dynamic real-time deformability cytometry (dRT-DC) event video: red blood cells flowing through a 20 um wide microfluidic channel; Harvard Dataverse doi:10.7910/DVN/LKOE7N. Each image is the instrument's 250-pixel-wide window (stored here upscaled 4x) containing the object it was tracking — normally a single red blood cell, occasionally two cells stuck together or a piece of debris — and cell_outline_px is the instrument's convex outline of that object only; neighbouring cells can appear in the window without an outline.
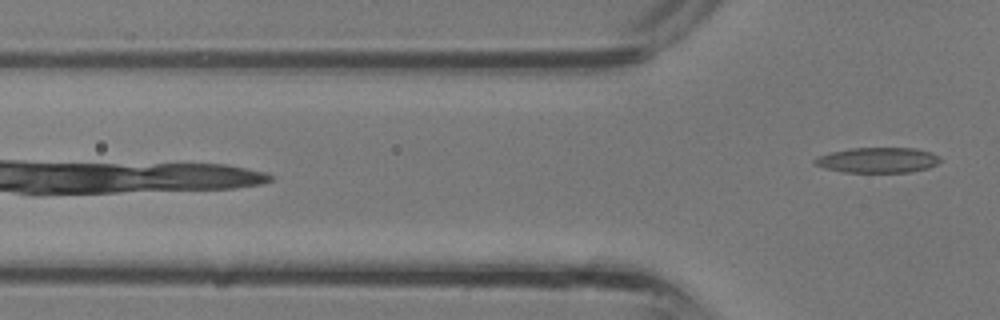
{"species": "common noctule bat (a hibernating species)", "species_latin": "Nyctalus noctula", "temperature_condition": "room temperature", "stored_images_in_passage": 4, "camera_frame_rate_fps": 3000, "um_per_image_px": 0.085, "animal": {"sex": "male", "body_mass_g": 13.3}, "frame": {"image": 1, "passage_image": 4, "time_ms": 1.0, "image_size_px": [1000, 320], "cell_outline_px": [[940, 160], [936, 164], [928, 168], [912, 172], [844, 172], [824, 168], [812, 164], [812, 160], [816, 156], [832, 152], [852, 148], [916, 148], [932, 152], [940, 156]], "centroid_in_image_um": [74.59, 13.61], "position_along_channel_um": 51.2, "area_um2": 18.67}}